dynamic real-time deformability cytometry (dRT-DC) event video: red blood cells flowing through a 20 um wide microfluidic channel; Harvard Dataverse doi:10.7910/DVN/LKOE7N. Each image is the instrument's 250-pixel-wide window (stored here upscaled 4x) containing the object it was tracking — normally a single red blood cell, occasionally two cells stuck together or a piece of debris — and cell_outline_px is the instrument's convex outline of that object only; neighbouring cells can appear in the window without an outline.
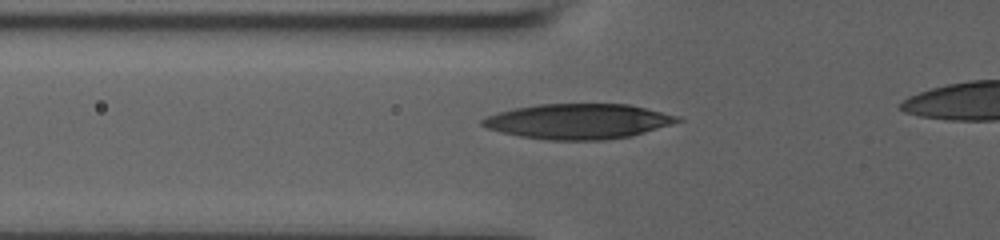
{"species": "human", "species_latin": "Homo sapiens", "temperature_condition": "room temperature", "stored_images_in_passage": 60, "camera_frame_rate_fps": 3000, "um_per_image_px": 0.085, "donor": {"sex": "male"}, "frame": {"image": 1, "passage_image": 20, "time_ms": 5.0, "image_size_px": [1000, 240], "cell_outline_px": [[684, 120], [672, 124], [632, 136], [604, 140], [548, 140], [520, 136], [500, 132], [488, 128], [480, 124], [480, 120], [488, 116], [500, 112], [516, 108], [536, 104], [628, 104], [680, 116]], "centroid_in_image_um": [49.18, 10.32], "position_along_channel_um": 76.6, "area_um2": 39.94}}
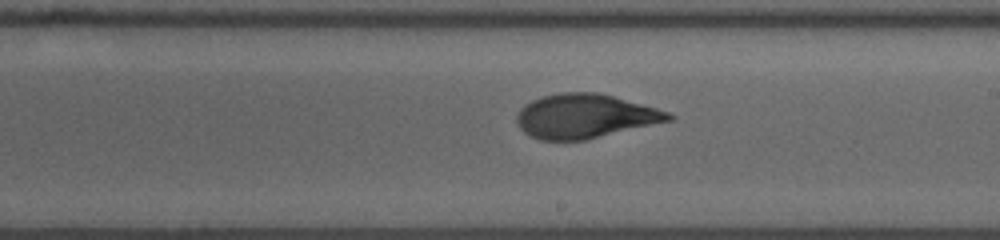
{"frame": {"image": 2, "passage_image": 37, "time_ms": 9.333, "image_size_px": [1000, 240], "cell_outline_px": [[676, 116], [672, 120], [584, 140], [540, 140], [524, 132], [520, 128], [516, 120], [516, 116], [520, 108], [524, 104], [540, 96], [560, 92], [596, 92], [612, 96], [656, 108], [668, 112]], "centroid_in_image_um": [49.69, 9.86], "position_along_channel_um": 239.3, "area_um2": 38.84}}
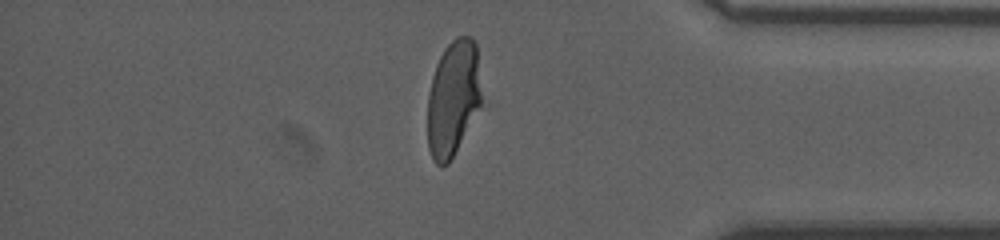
{"frame": {"image": 3, "passage_image": 56, "time_ms": 14.0, "image_size_px": [1000, 240], "cell_outline_px": [[484, 104], [448, 164], [440, 168], [432, 160], [428, 148], [428, 92], [432, 76], [436, 64], [444, 48], [456, 36], [472, 36], [476, 44], [484, 100]], "centroid_in_image_um": [38.55, 8.36], "position_along_channel_um": 396.6, "area_um2": 37.57}}